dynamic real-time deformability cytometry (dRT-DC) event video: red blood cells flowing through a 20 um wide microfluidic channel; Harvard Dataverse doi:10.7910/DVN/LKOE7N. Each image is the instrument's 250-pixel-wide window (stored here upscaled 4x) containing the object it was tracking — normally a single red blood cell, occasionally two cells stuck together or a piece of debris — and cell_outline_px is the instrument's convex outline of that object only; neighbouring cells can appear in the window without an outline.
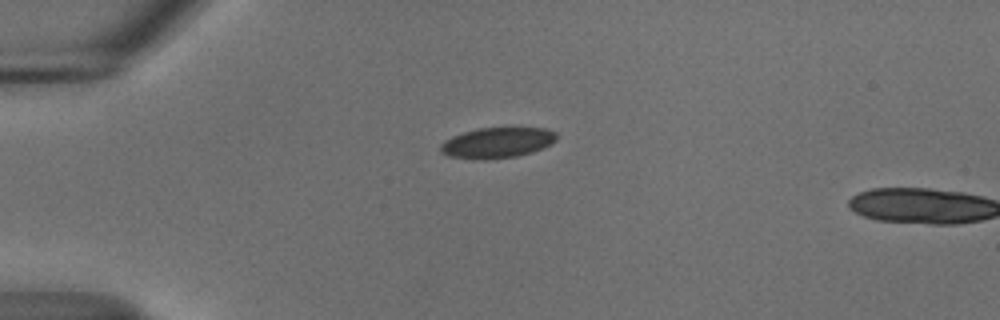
{"species": "common noctule bat (a hibernating species)", "species_latin": "Nyctalus noctula", "temperature_condition": "cold", "stored_images_in_passage": 2, "camera_frame_rate_fps": 3000, "um_per_image_px": 0.085, "animal": {"sex": "male", "body_mass_g": 18.8}, "frame": {"image": 1, "passage_image": 1, "time_ms": 0.0, "image_size_px": [1000, 320], "cell_outline_px": [[556, 140], [552, 144], [544, 148], [532, 152], [516, 156], [484, 160], [472, 160], [448, 156], [440, 152], [440, 144], [444, 140], [452, 136], [464, 132], [480, 128], [548, 128], [556, 132]], "centroid_in_image_um": [42.25, 12.14], "position_along_channel_um": 42.8, "area_um2": 20.92}}